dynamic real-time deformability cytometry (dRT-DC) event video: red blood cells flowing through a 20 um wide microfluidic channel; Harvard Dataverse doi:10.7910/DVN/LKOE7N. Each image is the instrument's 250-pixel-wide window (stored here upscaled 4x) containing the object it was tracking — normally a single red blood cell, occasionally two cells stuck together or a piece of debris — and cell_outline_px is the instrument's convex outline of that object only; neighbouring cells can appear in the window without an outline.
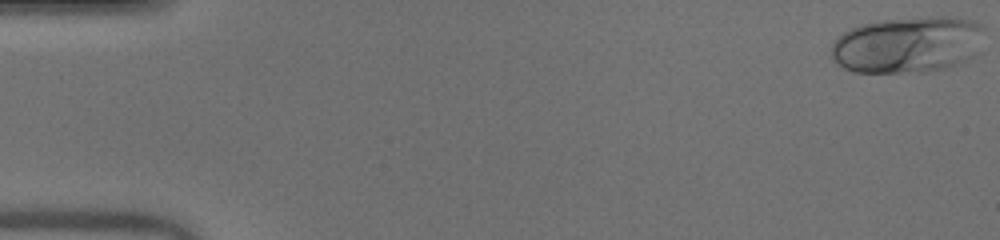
{"species": "human", "species_latin": "Homo sapiens", "temperature_condition": "warm", "stored_images_in_passage": 42, "camera_frame_rate_fps": 3000, "um_per_image_px": 0.085, "donor": {"sex": "male"}, "frame": {"image": 1, "passage_image": 1, "time_ms": 0.0, "image_size_px": [1000, 240], "cell_outline_px": [[984, 28], [980, 52], [956, 64], [944, 68], [924, 72], [856, 72], [844, 68], [836, 64], [832, 60], [832, 44], [844, 32], [852, 28], [864, 24], [880, 20], [940, 16], [944, 16], [972, 20], [980, 24]], "centroid_in_image_um": [77.18, 3.8], "position_along_channel_um": 7.8, "area_um2": 50.34}}
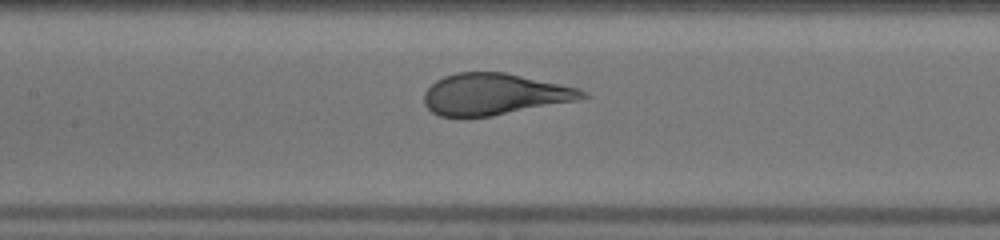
{"frame": {"image": 2, "passage_image": 24, "time_ms": 7.667, "image_size_px": [1000, 240], "cell_outline_px": [[592, 96], [576, 100], [492, 116], [440, 116], [432, 112], [424, 104], [424, 92], [436, 80], [444, 76], [456, 72], [504, 72], [580, 88], [588, 92]], "centroid_in_image_um": [42.03, 8.0], "position_along_channel_um": 165.4, "area_um2": 38.09}}
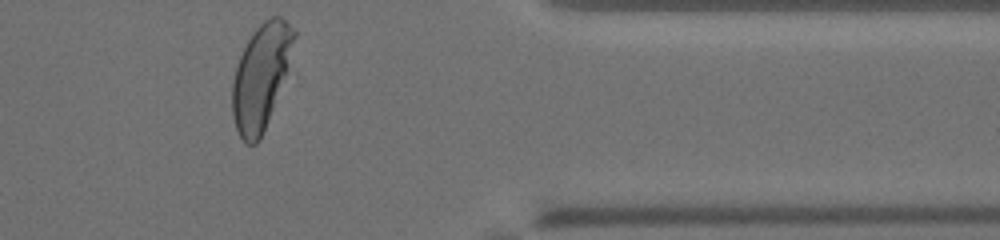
{"frame": {"image": 3, "passage_image": 42, "time_ms": 13.667, "image_size_px": [1000, 240], "cell_outline_px": [[296, 36], [284, 72], [260, 140], [256, 144], [248, 144], [240, 136], [236, 128], [232, 116], [232, 80], [240, 56], [252, 32], [264, 20], [272, 16], [280, 16], [296, 32]], "centroid_in_image_um": [22.12, 6.49], "position_along_channel_um": 389.3, "area_um2": 36.18}, "authors_computed_cell_mechanics": {"area_um2": 39.6219, "velocity_mm_per_s": 4.0337, "shape_relaxation_time_tau1_ms": 3.9938, "shape_relaxation_time_tau2_ms": null, "deformation_change_tau1": 0.211, "deformation_change_tau2": null}}